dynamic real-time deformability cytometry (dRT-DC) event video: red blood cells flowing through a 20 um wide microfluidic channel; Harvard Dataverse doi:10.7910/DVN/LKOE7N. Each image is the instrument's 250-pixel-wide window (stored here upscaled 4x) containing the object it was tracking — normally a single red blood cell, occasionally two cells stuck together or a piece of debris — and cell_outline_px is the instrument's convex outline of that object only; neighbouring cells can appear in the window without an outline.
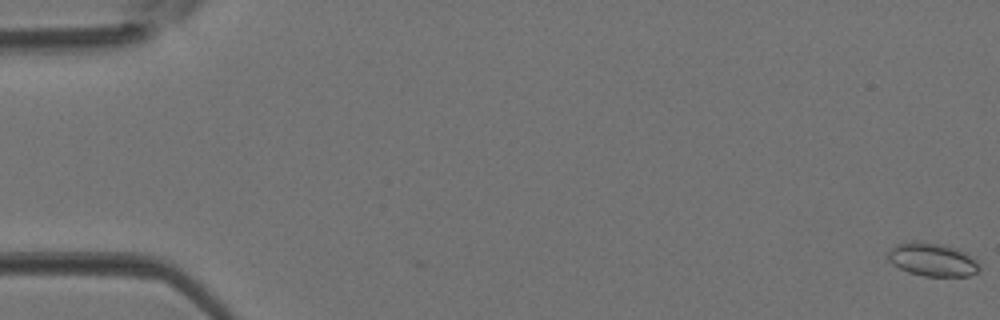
{"species": "Egyptian fruit bat (a non-hibernating species)", "species_latin": "Rousettus aegyptiacus", "temperature_condition": "room temperature", "stored_images_in_passage": 5, "camera_frame_rate_fps": 3000, "um_per_image_px": 0.085, "animal": {"sex": "female"}, "frame": {"image": 1, "passage_image": 1, "time_ms": 0.0, "image_size_px": [1000, 320], "cell_outline_px": [[980, 272], [968, 276], [924, 276], [908, 272], [892, 264], [888, 260], [888, 252], [896, 244], [912, 240], [916, 240], [940, 244], [956, 248], [968, 252], [976, 260], [980, 268]], "centroid_in_image_um": [79.27, 22.06], "position_along_channel_um": 5.7, "area_um2": 17.98}}
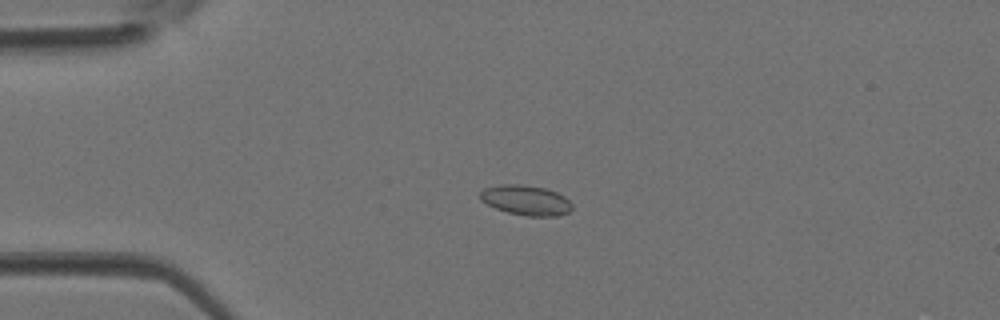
{"frame": {"image": 2, "passage_image": 4, "time_ms": 1.0, "image_size_px": [1000, 320], "cell_outline_px": [[572, 208], [568, 212], [560, 216], [528, 216], [508, 212], [496, 208], [480, 200], [480, 192], [484, 188], [500, 184], [520, 184], [544, 188], [556, 192], [564, 196], [572, 204]], "centroid_in_image_um": [44.7, 17.01], "position_along_channel_um": 40.3, "area_um2": 16.01}}
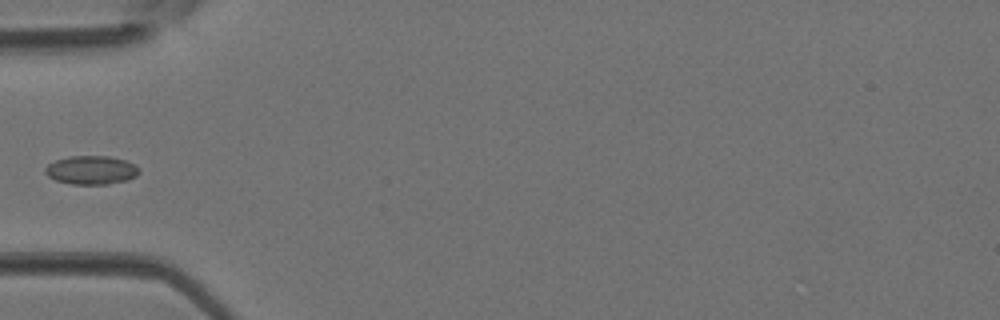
{"frame": {"image": 3, "passage_image": 5, "time_ms": 1.333, "image_size_px": [1000, 320], "cell_outline_px": [[140, 172], [136, 176], [128, 180], [108, 184], [72, 184], [56, 180], [48, 176], [44, 172], [44, 168], [48, 164], [56, 160], [68, 156], [112, 156], [124, 160], [140, 168]], "centroid_in_image_um": [7.76, 14.45], "position_along_channel_um": 77.2, "area_um2": 15.72}}